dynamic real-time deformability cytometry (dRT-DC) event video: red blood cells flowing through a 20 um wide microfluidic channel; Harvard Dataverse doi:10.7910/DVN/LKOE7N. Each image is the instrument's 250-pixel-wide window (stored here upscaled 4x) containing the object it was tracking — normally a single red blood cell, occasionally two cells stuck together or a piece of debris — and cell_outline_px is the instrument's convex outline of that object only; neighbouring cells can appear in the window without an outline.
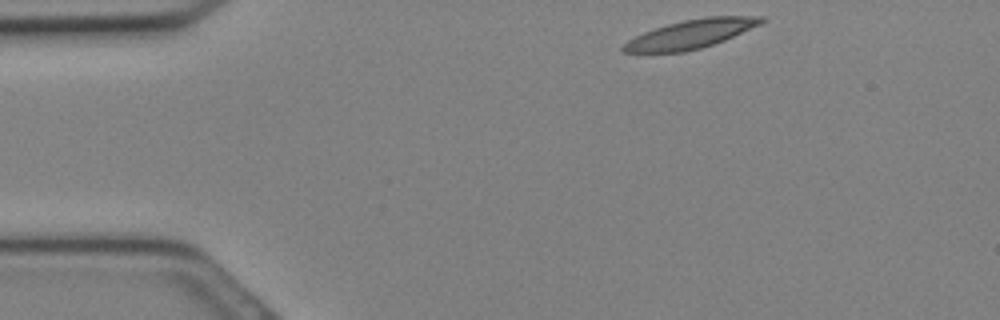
{"species": "Egyptian fruit bat (a non-hibernating species)", "species_latin": "Rousettus aegyptiacus", "temperature_condition": "cold", "stored_images_in_passage": 13, "camera_frame_rate_fps": 3000, "um_per_image_px": 0.085, "animal": {"sex": "female"}, "frame": {"image": 1, "passage_image": 1, "time_ms": 0.0, "image_size_px": [1000, 320], "cell_outline_px": [[764, 20], [760, 24], [724, 40], [700, 48], [684, 52], [624, 52], [620, 48], [628, 40], [644, 32], [668, 24], [684, 20], [704, 16], [764, 16]], "centroid_in_image_um": [58.71, 2.89], "position_along_channel_um": 26.3, "area_um2": 22.72}}
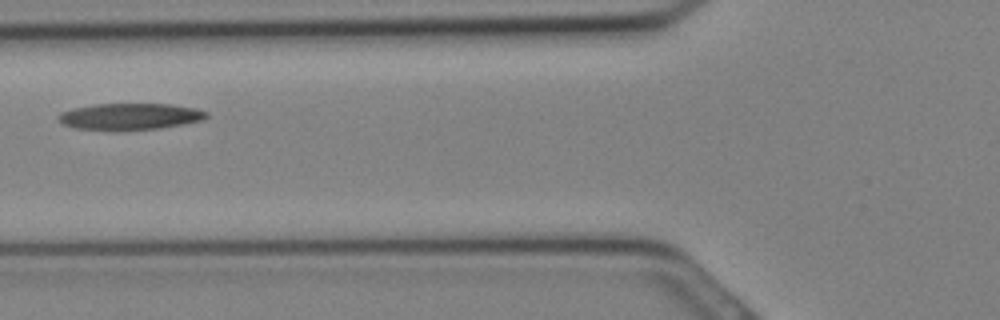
{"frame": {"image": 2, "passage_image": 8, "time_ms": 2.333, "image_size_px": [1000, 320], "cell_outline_px": [[208, 116], [204, 120], [184, 124], [160, 128], [72, 128], [64, 124], [56, 116], [60, 112], [72, 108], [96, 104], [172, 104], [196, 108], [208, 112]], "centroid_in_image_um": [11.1, 9.86], "position_along_channel_um": 114.7, "area_um2": 22.25}}
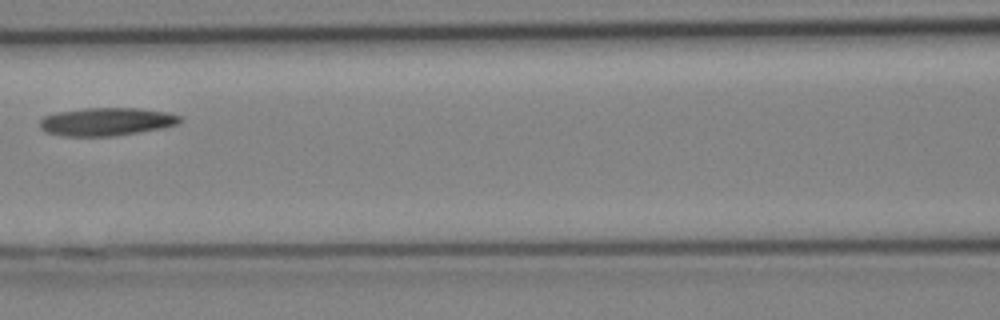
{"frame": {"image": 3, "passage_image": 10, "time_ms": 3.0, "image_size_px": [1000, 320], "cell_outline_px": [[184, 120], [180, 124], [164, 128], [116, 136], [64, 136], [44, 132], [40, 128], [40, 120], [44, 116], [56, 112], [84, 108], [140, 108], [168, 112], [180, 116]], "centroid_in_image_um": [9.09, 10.34], "position_along_channel_um": 157.5, "area_um2": 23.29}}